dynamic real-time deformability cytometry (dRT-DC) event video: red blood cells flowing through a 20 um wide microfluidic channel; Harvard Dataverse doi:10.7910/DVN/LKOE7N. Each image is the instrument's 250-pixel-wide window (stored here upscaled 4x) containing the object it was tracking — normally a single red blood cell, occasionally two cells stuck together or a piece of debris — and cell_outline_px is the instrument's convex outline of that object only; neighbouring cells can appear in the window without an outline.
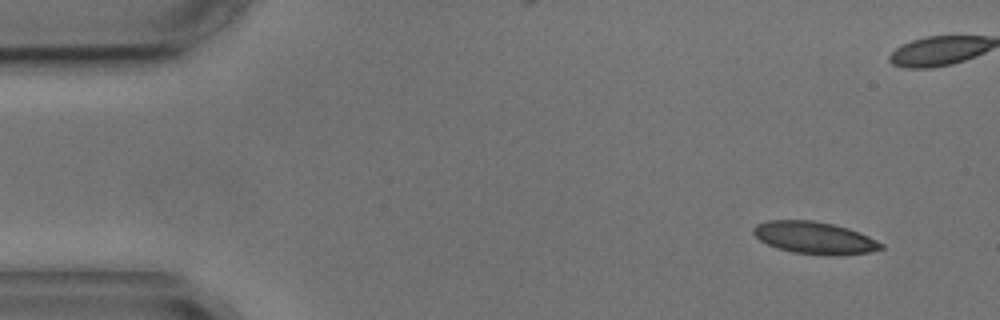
{"species": "common noctule bat (a hibernating species)", "species_latin": "Nyctalus noctula", "temperature_condition": "cold", "stored_images_in_passage": 5, "camera_frame_rate_fps": 3000, "um_per_image_px": 0.085, "animal": {"sex": "male", "body_mass_g": 17.9, "forearm_length_mm": 54.2}, "frame": {"image": 1, "passage_image": 1, "time_ms": 0.0, "image_size_px": [1000, 320], "cell_outline_px": [[884, 248], [868, 252], [832, 256], [828, 256], [792, 252], [776, 248], [760, 240], [752, 232], [752, 228], [756, 224], [768, 220], [812, 220], [832, 224], [848, 228], [860, 232], [884, 244]], "centroid_in_image_um": [69.22, 20.21], "position_along_channel_um": 15.8, "area_um2": 24.04}}